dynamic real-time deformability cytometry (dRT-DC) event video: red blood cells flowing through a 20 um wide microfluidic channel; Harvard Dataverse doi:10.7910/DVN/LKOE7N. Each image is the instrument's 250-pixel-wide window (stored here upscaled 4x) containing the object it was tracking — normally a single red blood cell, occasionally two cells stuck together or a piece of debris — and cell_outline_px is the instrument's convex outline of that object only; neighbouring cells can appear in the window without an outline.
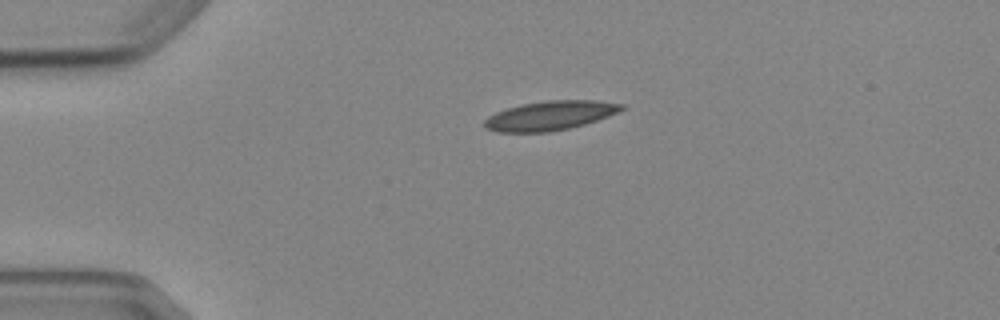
{"species": "Egyptian fruit bat (a non-hibernating species)", "species_latin": "Rousettus aegyptiacus", "temperature_condition": "cold", "stored_images_in_passage": 2, "camera_frame_rate_fps": 3000, "um_per_image_px": 0.085, "animal": {"sex": "female"}, "frame": {"image": 1, "passage_image": 1, "time_ms": 0.0, "image_size_px": [1000, 320], "cell_outline_px": [[628, 108], [608, 116], [584, 124], [568, 128], [548, 132], [500, 132], [484, 128], [484, 120], [488, 116], [496, 112], [520, 104], [544, 100], [596, 100], [624, 104]], "centroid_in_image_um": [46.77, 9.81], "position_along_channel_um": 38.2, "area_um2": 23.47}}